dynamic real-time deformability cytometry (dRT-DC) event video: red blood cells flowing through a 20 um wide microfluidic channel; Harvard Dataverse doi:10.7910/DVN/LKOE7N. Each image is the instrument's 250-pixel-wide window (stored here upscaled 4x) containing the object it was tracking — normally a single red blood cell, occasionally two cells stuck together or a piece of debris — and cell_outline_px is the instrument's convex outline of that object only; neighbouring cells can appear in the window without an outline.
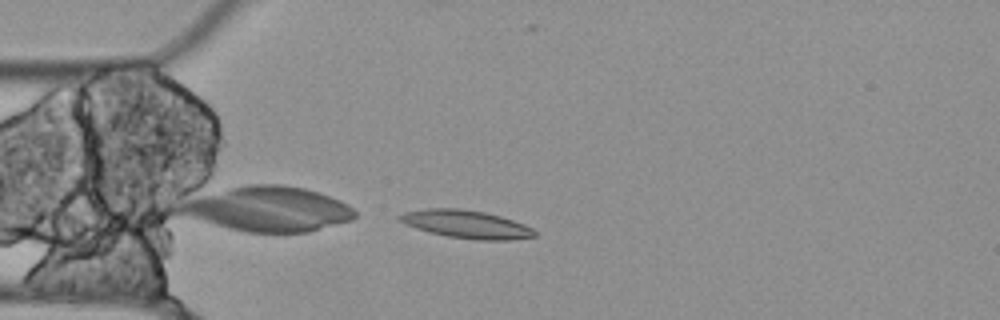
{"species": "Egyptian fruit bat (a non-hibernating species)", "species_latin": "Rousettus aegyptiacus", "temperature_condition": "cold", "stored_images_in_passage": 10, "camera_frame_rate_fps": 3000, "um_per_image_px": 0.085, "animal": {"sex": "female"}, "frame": {"image": 1, "passage_image": 10, "time_ms": 3.0, "image_size_px": [1000, 320], "cell_outline_px": [[536, 236], [508, 240], [480, 240], [448, 236], [416, 228], [400, 220], [396, 216], [404, 212], [428, 208], [456, 208], [484, 212], [500, 216], [524, 224], [532, 228], [536, 232]], "centroid_in_image_um": [39.66, 19.05], "position_along_channel_um": 45.3, "area_um2": 21.62}}